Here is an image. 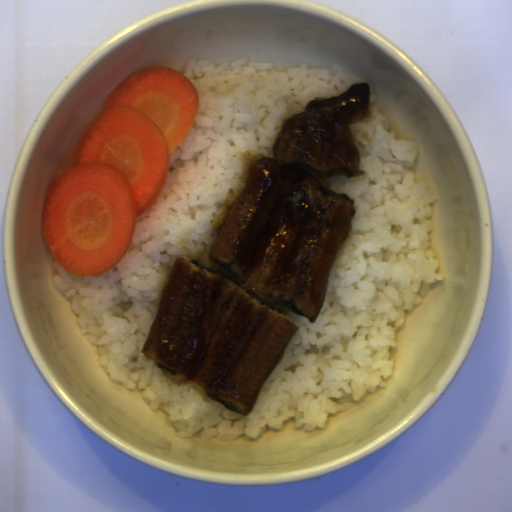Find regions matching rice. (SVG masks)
I'll return each mask as SVG.
<instances>
[{
  "mask_svg": "<svg viewBox=\"0 0 512 512\" xmlns=\"http://www.w3.org/2000/svg\"><path fill=\"white\" fill-rule=\"evenodd\" d=\"M182 74L197 90V116L169 154L155 203L136 218L128 251L95 276L73 274L55 259L53 282L102 370L123 388L139 390L152 411L161 409L179 438L254 439L291 418L295 428H325L329 415L387 386L395 332L429 286L444 279L430 242L437 196L413 173L418 145L390 131L375 105L374 84L342 64L284 71L243 56L221 64L197 58ZM357 82L370 83L371 92V115L349 126L361 155L359 174L320 179L355 206L324 307L312 323L280 308L299 327L294 339L250 415L228 411L198 384L166 376L142 352L165 285L178 257L222 270L211 247L245 190L251 162L273 156L283 122L309 101L343 94Z\"/></svg>",
  "mask_w": 512,
  "mask_h": 512,
  "instance_id": "1",
  "label": "rice"
}]
</instances>
